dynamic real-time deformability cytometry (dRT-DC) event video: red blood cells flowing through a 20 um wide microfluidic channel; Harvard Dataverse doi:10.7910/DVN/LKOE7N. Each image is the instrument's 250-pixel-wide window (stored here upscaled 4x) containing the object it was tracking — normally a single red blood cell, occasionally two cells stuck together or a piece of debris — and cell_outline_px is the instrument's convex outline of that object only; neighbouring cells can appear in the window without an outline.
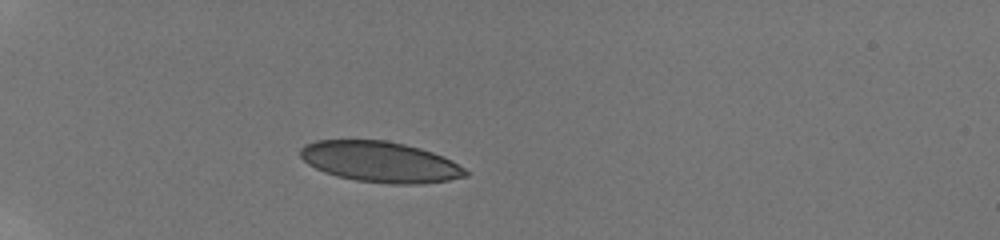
{"species": "human", "species_latin": "Homo sapiens", "temperature_condition": "room temperature", "stored_images_in_passage": 11, "camera_frame_rate_fps": 3000, "um_per_image_px": 0.085, "donor": {"sex": "male"}, "frame": {"image": 1, "passage_image": 1, "time_ms": 0.0, "image_size_px": [1000, 240], "cell_outline_px": [[472, 172], [468, 176], [448, 180], [420, 184], [388, 184], [356, 180], [336, 176], [324, 172], [308, 164], [300, 156], [300, 148], [304, 144], [316, 140], [384, 140], [404, 144], [420, 148], [444, 156], [452, 160]], "centroid_in_image_um": [32.34, 13.76], "position_along_channel_um": 52.7, "area_um2": 39.48}}
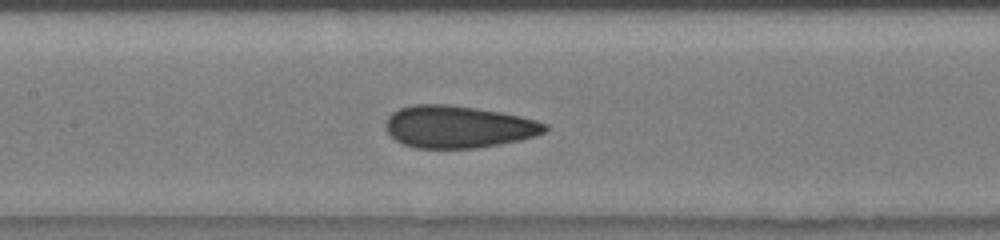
{"frame": {"image": 2, "passage_image": 7, "time_ms": 4.0, "image_size_px": [1000, 240], "cell_outline_px": [[548, 132], [536, 136], [520, 140], [500, 144], [476, 148], [412, 148], [396, 140], [384, 128], [384, 124], [388, 116], [392, 112], [400, 108], [412, 104], [448, 104], [476, 108], [500, 112], [520, 116], [536, 120], [548, 124]], "centroid_in_image_um": [38.96, 10.78], "position_along_channel_um": 168.4, "area_um2": 39.54}}